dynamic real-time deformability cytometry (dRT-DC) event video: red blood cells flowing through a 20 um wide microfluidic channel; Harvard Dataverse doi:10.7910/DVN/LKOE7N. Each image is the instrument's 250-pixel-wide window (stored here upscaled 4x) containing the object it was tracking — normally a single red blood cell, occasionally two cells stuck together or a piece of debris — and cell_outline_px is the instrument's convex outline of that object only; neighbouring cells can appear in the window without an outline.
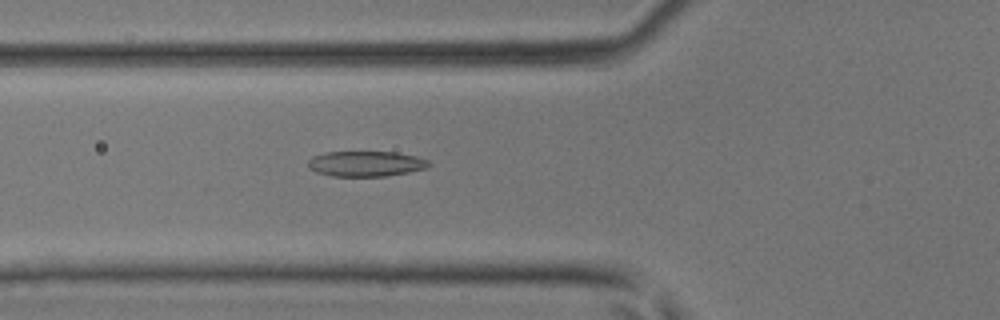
{"species": "common noctule bat (a hibernating species)", "species_latin": "Nyctalus noctula", "temperature_condition": "room temperature", "stored_images_in_passage": 40, "camera_frame_rate_fps": 3000, "um_per_image_px": 0.085, "animal": {"sex": "male", "body_mass_g": 17.9, "forearm_length_mm": 54.2}, "frame": {"image": 1, "passage_image": 11, "time_ms": 3.333, "image_size_px": [1000, 320], "cell_outline_px": [[432, 164], [428, 168], [408, 172], [384, 176], [332, 176], [316, 172], [308, 168], [308, 160], [312, 156], [324, 152], [396, 152], [416, 156], [428, 160]], "centroid_in_image_um": [31.09, 13.91], "position_along_channel_um": 94.7, "area_um2": 17.98}}
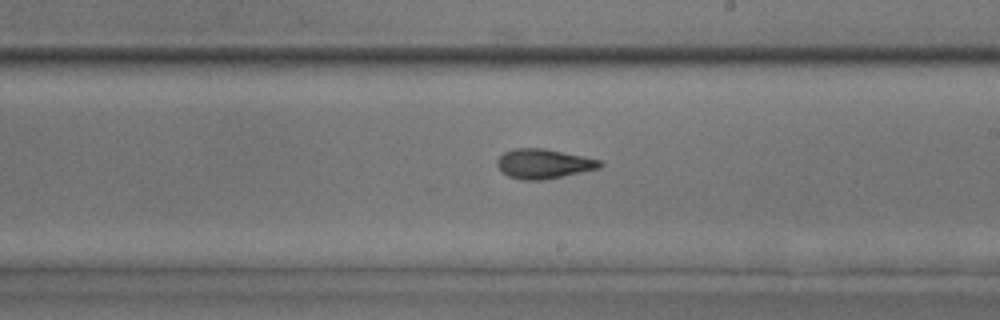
{"frame": {"image": 2, "passage_image": 21, "time_ms": 6.667, "image_size_px": [1000, 320], "cell_outline_px": [[604, 164], [600, 168], [544, 180], [520, 180], [508, 176], [496, 164], [496, 160], [504, 152], [512, 148], [544, 148], [584, 156], [600, 160]], "centroid_in_image_um": [46.21, 13.91], "position_along_channel_um": 242.8, "area_um2": 17.8}}
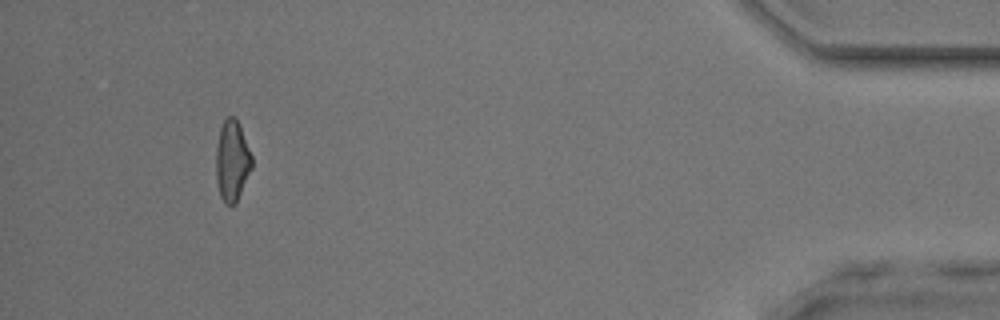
{"frame": {"image": 3, "passage_image": 37, "time_ms": 12.0, "image_size_px": [1000, 320], "cell_outline_px": [[252, 168], [236, 200], [232, 204], [224, 204], [220, 196], [216, 180], [216, 148], [220, 128], [224, 120], [228, 116], [236, 116], [240, 124], [252, 156]], "centroid_in_image_um": [19.72, 13.61], "position_along_channel_um": 415.5, "area_um2": 16.82}}